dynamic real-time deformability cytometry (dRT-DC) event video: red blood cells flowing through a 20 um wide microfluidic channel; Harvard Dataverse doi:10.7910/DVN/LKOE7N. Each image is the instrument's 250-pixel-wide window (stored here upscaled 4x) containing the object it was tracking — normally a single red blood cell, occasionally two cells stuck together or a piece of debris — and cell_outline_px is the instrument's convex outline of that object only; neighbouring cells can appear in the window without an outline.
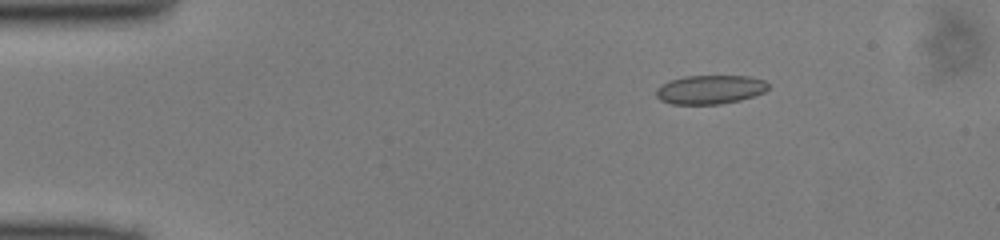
{"species": "common noctule bat (a hibernating species)", "species_latin": "Nyctalus noctula", "temperature_condition": "cold", "stored_images_in_passage": 44, "camera_frame_rate_fps": 3000, "um_per_image_px": 0.085, "animal": {"sex": "male", "body_mass_g": 13.0, "forearm_length_mm": 53.1}, "frame": {"image": 1, "passage_image": 2, "time_ms": 0.333, "image_size_px": [1000, 240], "cell_outline_px": [[768, 88], [764, 92], [740, 100], [720, 104], [672, 104], [660, 100], [656, 96], [656, 88], [672, 80], [684, 76], [748, 76], [764, 80], [768, 84]], "centroid_in_image_um": [60.35, 7.61], "position_along_channel_um": 24.6, "area_um2": 18.73}}
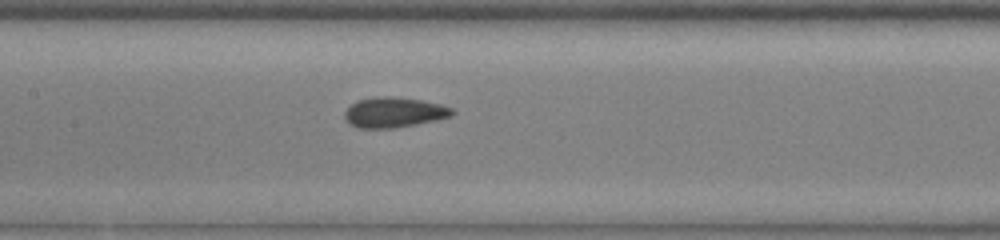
{"frame": {"image": 2, "passage_image": 18, "time_ms": 5.667, "image_size_px": [1000, 240], "cell_outline_px": [[456, 112], [452, 116], [436, 120], [416, 124], [392, 128], [360, 128], [352, 124], [344, 116], [344, 112], [352, 104], [360, 100], [376, 96], [388, 96], [420, 100], [440, 104], [452, 108]], "centroid_in_image_um": [33.53, 9.55], "position_along_channel_um": 173.9, "area_um2": 18.67}}
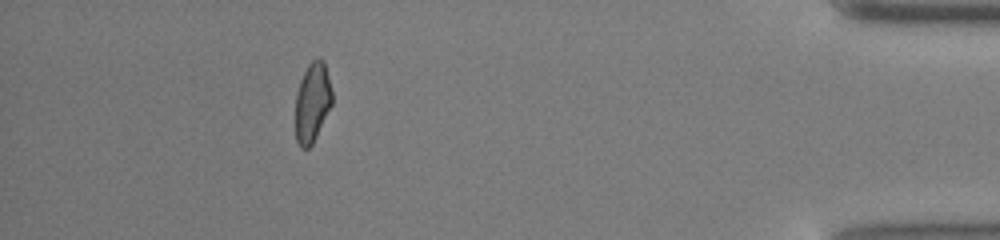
{"frame": {"image": 3, "passage_image": 39, "time_ms": 12.667, "image_size_px": [1000, 240], "cell_outline_px": [[332, 104], [312, 144], [308, 148], [300, 148], [296, 140], [296, 92], [300, 80], [308, 64], [316, 56], [320, 56], [324, 60], [332, 92]], "centroid_in_image_um": [26.55, 8.66], "position_along_channel_um": 408.7, "area_um2": 17.05}}